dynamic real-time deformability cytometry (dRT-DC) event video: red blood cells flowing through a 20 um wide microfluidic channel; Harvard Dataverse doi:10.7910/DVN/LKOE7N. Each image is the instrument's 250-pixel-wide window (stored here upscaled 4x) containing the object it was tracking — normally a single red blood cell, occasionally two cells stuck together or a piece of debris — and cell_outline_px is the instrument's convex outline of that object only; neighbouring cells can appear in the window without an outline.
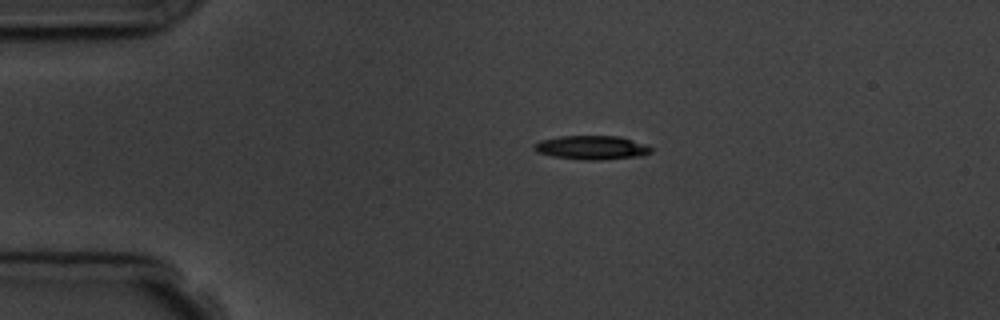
{"species": "common noctule bat (a hibernating species)", "species_latin": "Nyctalus noctula", "temperature_condition": "room temperature", "stored_images_in_passage": 4, "camera_frame_rate_fps": 3000, "um_per_image_px": 0.085, "animal": {"sex": "male", "body_mass_g": 19.5, "forearm_length_mm": 54.6}, "frame": {"image": 1, "passage_image": 3, "time_ms": 2.333, "image_size_px": [1000, 320], "cell_outline_px": [[652, 152], [644, 156], [604, 160], [584, 160], [552, 156], [536, 152], [532, 148], [532, 144], [540, 140], [560, 136], [620, 136], [644, 144], [652, 148]], "centroid_in_image_um": [50.28, 12.55], "position_along_channel_um": 34.7, "area_um2": 16.53}}